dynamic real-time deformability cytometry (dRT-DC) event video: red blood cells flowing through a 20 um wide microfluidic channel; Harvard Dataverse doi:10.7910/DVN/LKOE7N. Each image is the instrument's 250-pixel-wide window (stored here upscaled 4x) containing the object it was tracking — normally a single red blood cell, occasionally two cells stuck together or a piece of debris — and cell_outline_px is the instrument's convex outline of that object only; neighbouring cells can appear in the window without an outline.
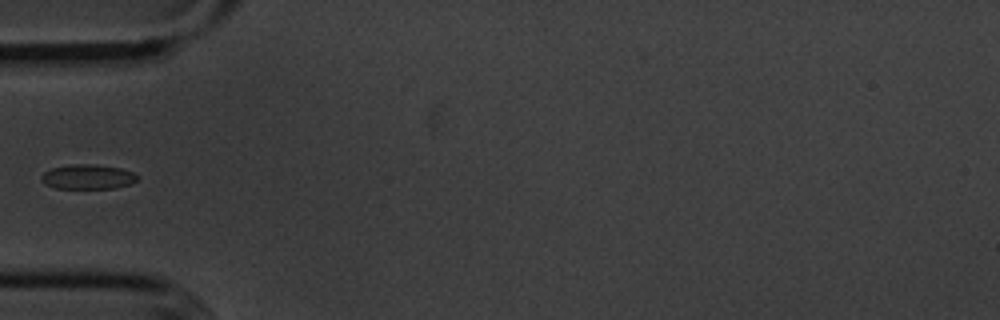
{"species": "common noctule bat (a hibernating species)", "species_latin": "Nyctalus noctula", "temperature_condition": "cold", "stored_images_in_passage": 11, "camera_frame_rate_fps": 3000, "um_per_image_px": 0.085, "animal": {"sex": "male", "body_mass_g": 20.1, "forearm_length_mm": 53.5}, "frame": {"image": 1, "passage_image": 5, "time_ms": 5.667, "image_size_px": [1000, 320], "cell_outline_px": [[136, 180], [128, 184], [116, 188], [56, 188], [44, 184], [40, 180], [40, 176], [44, 172], [52, 168], [72, 164], [96, 164], [120, 168], [132, 172], [136, 176]], "centroid_in_image_um": [7.4, 15.02], "position_along_channel_um": 77.6, "area_um2": 13.7}}
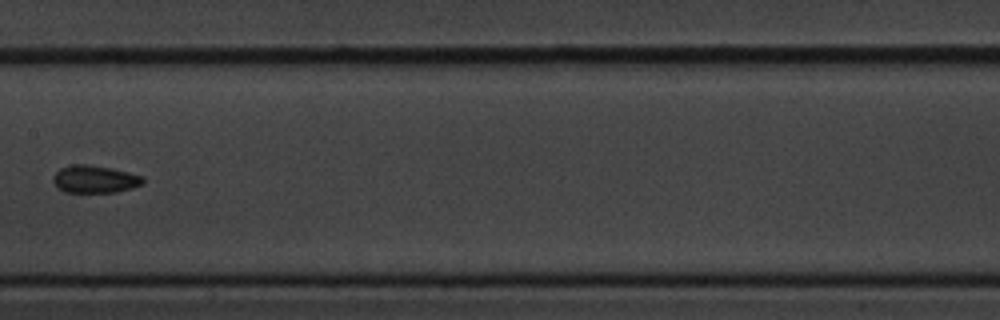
{"frame": {"image": 2, "passage_image": 8, "time_ms": 9.0, "image_size_px": [1000, 320], "cell_outline_px": [[144, 184], [132, 188], [116, 192], [64, 192], [52, 180], [52, 176], [60, 168], [72, 164], [88, 164], [112, 168], [144, 176]], "centroid_in_image_um": [8.08, 15.22], "position_along_channel_um": 199.3, "area_um2": 14.51}}
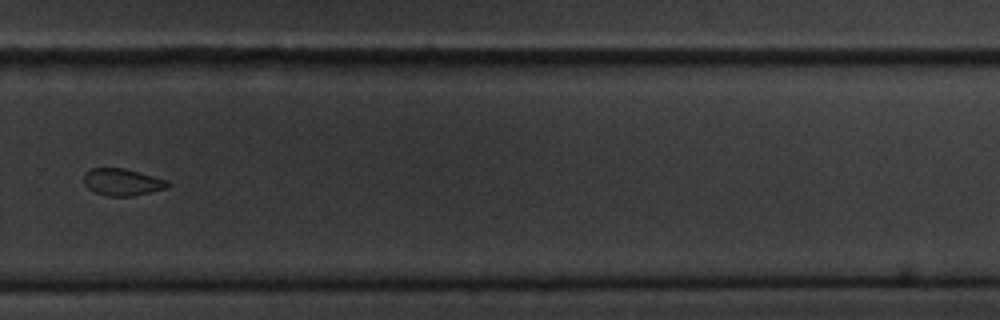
{"frame": {"image": 3, "passage_image": 11, "time_ms": 12.333, "image_size_px": [1000, 320], "cell_outline_px": [[172, 184], [168, 188], [132, 196], [108, 196], [96, 192], [88, 188], [84, 184], [84, 172], [92, 168], [124, 168], [140, 172], [168, 180]], "centroid_in_image_um": [10.42, 15.47], "position_along_channel_um": 319.4, "area_um2": 13.29}}